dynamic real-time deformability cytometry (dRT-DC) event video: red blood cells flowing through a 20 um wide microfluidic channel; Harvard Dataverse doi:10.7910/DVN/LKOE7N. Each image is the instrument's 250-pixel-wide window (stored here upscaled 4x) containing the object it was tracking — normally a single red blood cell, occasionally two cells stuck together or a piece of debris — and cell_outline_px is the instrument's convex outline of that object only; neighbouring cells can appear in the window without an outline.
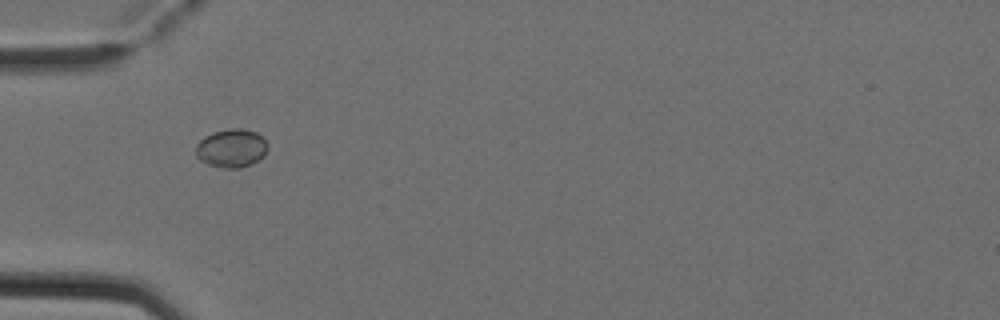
{"species": "Egyptian fruit bat (a non-hibernating species)", "species_latin": "Rousettus aegyptiacus", "temperature_condition": "cold", "stored_images_in_passage": 3, "camera_frame_rate_fps": 3000, "um_per_image_px": 0.085, "animal": {"sex": "female"}, "frame": {"image": 1, "passage_image": 1, "time_ms": 0.0, "image_size_px": [1000, 320], "cell_outline_px": [[268, 148], [264, 156], [260, 160], [252, 164], [240, 168], [220, 168], [208, 164], [200, 160], [196, 156], [196, 144], [204, 136], [212, 132], [232, 128], [244, 128], [256, 132], [268, 144]], "centroid_in_image_um": [19.68, 12.6], "position_along_channel_um": 65.3, "area_um2": 16.36}}
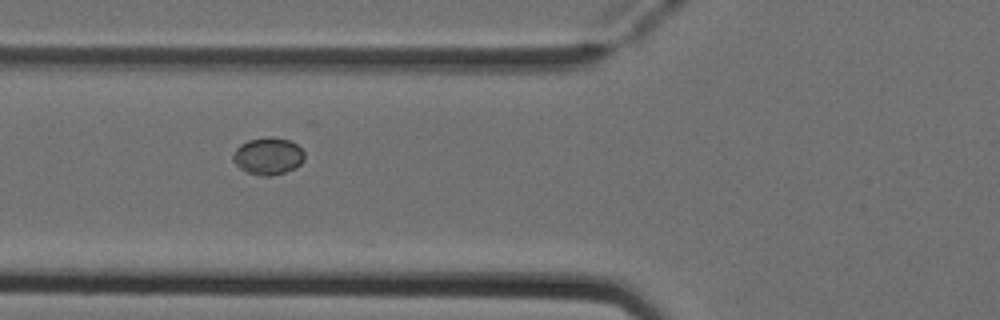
{"frame": {"image": 2, "passage_image": 2, "time_ms": 0.333, "image_size_px": [1000, 320], "cell_outline_px": [[304, 160], [296, 168], [272, 176], [260, 176], [248, 172], [240, 168], [232, 160], [232, 156], [236, 148], [240, 144], [248, 140], [272, 136], [288, 140], [296, 144], [304, 152]], "centroid_in_image_um": [22.78, 13.27], "position_along_channel_um": 103.0, "area_um2": 15.49}}
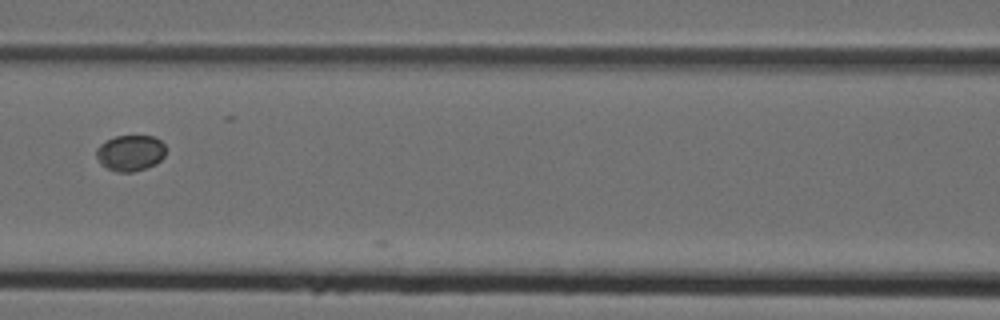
{"frame": {"image": 3, "passage_image": 3, "time_ms": 0.667, "image_size_px": [1000, 320], "cell_outline_px": [[164, 156], [156, 164], [132, 172], [116, 172], [100, 164], [96, 156], [96, 148], [100, 144], [116, 136], [152, 136], [160, 140], [164, 144]], "centroid_in_image_um": [11.06, 13.0], "position_along_channel_um": 155.5, "area_um2": 14.45}}